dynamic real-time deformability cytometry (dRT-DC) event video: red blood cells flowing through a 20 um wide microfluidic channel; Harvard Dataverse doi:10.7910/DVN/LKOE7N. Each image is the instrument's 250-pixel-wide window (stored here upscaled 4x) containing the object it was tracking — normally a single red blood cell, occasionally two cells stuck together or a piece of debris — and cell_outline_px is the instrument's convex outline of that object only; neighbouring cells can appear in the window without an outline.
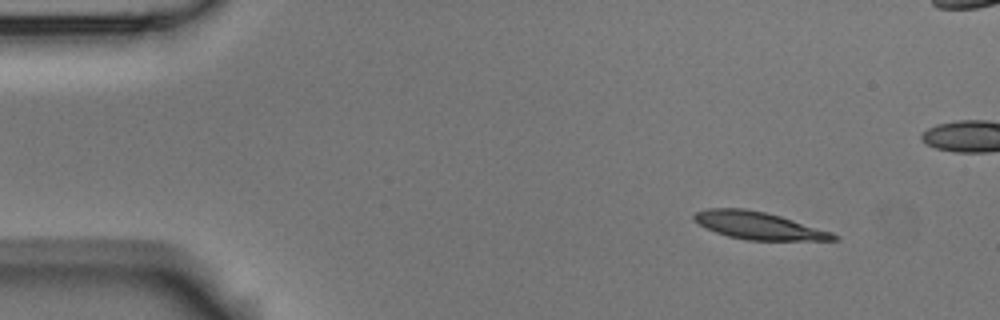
{"species": "Egyptian fruit bat (a non-hibernating species)", "species_latin": "Rousettus aegyptiacus", "temperature_condition": "room temperature", "stored_images_in_passage": 9, "segment_of_instrument_passage": [1, 2], "camera_frame_rate_fps": 3000, "um_per_image_px": 0.085, "animal": {"sex": "male"}, "frame": {"image": 1, "passage_image": 1, "time_ms": 0.0, "image_size_px": [1000, 320], "cell_outline_px": [[840, 240], [744, 240], [728, 236], [716, 232], [700, 224], [692, 216], [696, 212], [708, 208], [744, 208], [764, 212], [780, 216], [832, 232], [840, 236]], "centroid_in_image_um": [64.51, 19.18], "position_along_channel_um": 20.5, "area_um2": 22.08}}
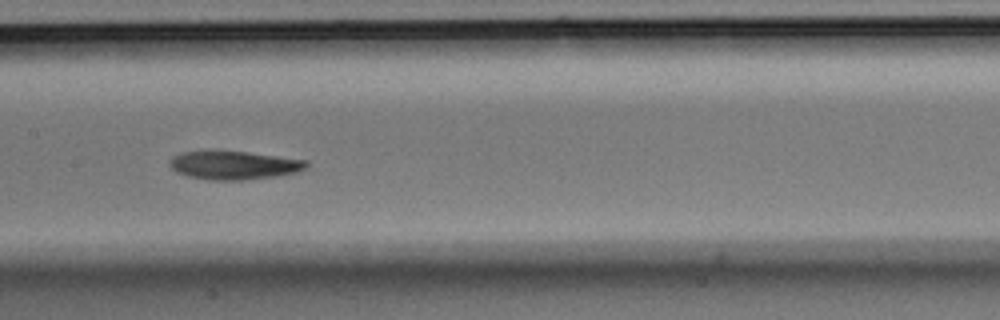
{"frame": {"image": 2, "passage_image": 7, "time_ms": 7.0, "image_size_px": [1000, 320], "cell_outline_px": [[308, 168], [296, 172], [276, 176], [248, 180], [208, 180], [188, 176], [176, 172], [168, 164], [168, 160], [172, 156], [184, 152], [208, 148], [212, 148], [248, 152], [308, 160]], "centroid_in_image_um": [19.83, 14.01], "position_along_channel_um": 187.6, "area_um2": 23.58}}
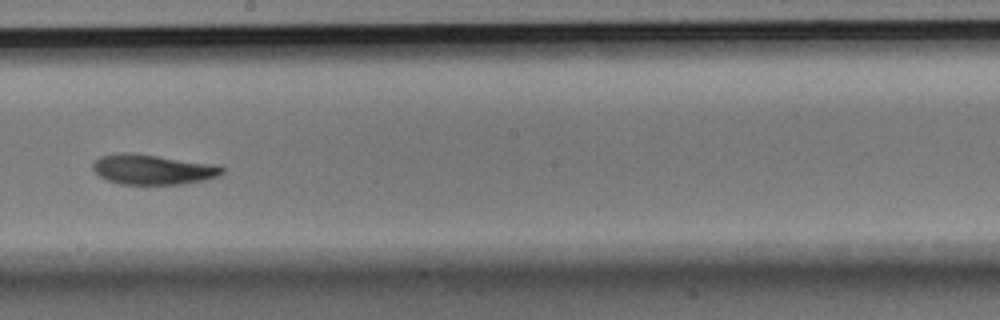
{"frame": {"image": 3, "passage_image": 8, "time_ms": 8.333, "image_size_px": [1000, 320], "cell_outline_px": [[224, 172], [220, 176], [204, 180], [184, 184], [120, 184], [108, 180], [100, 176], [92, 168], [92, 164], [100, 156], [120, 152], [124, 152], [220, 164], [224, 168]], "centroid_in_image_um": [13.04, 14.4], "position_along_channel_um": 235.2, "area_um2": 22.72}}